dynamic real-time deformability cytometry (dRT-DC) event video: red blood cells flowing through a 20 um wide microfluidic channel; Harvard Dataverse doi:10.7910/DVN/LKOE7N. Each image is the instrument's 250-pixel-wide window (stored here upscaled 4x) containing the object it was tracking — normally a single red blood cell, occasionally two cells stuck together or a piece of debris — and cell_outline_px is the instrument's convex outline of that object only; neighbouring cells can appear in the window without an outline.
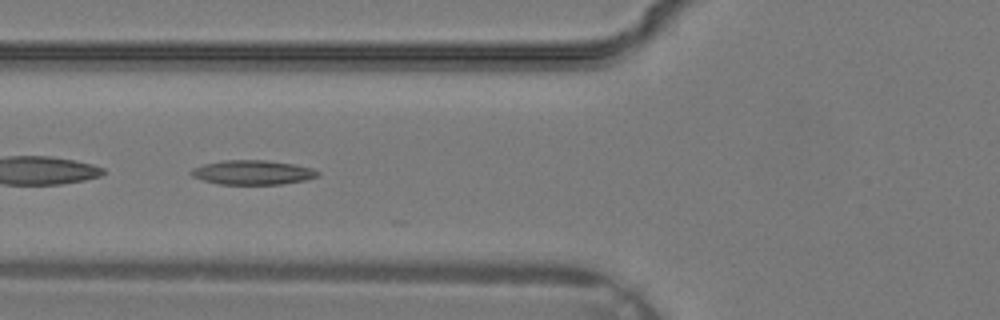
{"species": "common noctule bat (a hibernating species)", "species_latin": "Nyctalus noctula", "temperature_condition": "warm", "stored_images_in_passage": 17, "camera_frame_rate_fps": 3000, "um_per_image_px": 0.085, "animal": {"sex": "male", "body_mass_g": 19.2, "forearm_length_mm": 51.8}, "frame": {"image": 1, "passage_image": 14, "time_ms": 4.333, "image_size_px": [1000, 320], "cell_outline_px": [[320, 176], [304, 180], [280, 184], [220, 184], [204, 180], [192, 176], [188, 172], [192, 168], [204, 164], [224, 160], [264, 160], [292, 164], [312, 168], [320, 172]], "centroid_in_image_um": [21.46, 14.65], "position_along_channel_um": 104.3, "area_um2": 17.86}}